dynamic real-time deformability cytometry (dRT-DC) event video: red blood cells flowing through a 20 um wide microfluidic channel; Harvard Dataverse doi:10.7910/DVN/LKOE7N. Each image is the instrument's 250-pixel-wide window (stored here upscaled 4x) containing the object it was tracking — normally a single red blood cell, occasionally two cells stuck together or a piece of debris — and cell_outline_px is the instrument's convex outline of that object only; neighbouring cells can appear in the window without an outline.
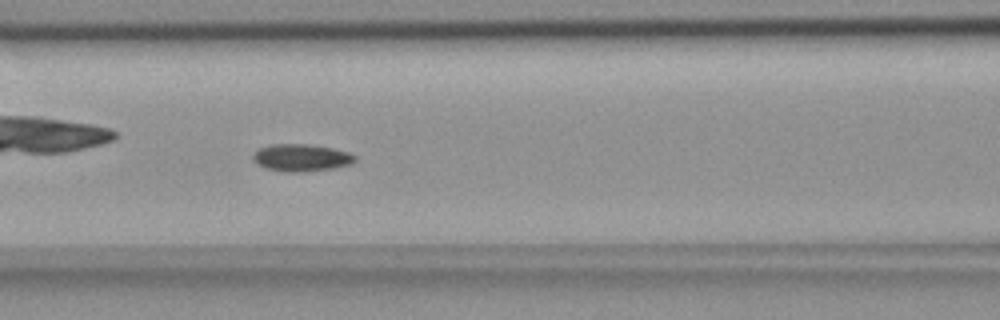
{"species": "common noctule bat (a hibernating species)", "species_latin": "Nyctalus noctula", "temperature_condition": "room temperature", "stored_images_in_passage": 55, "camera_frame_rate_fps": 3000, "um_per_image_px": 0.085, "animal": {"sex": "female", "body_mass_g": 18.4}, "frame": {"image": 1, "passage_image": 23, "time_ms": 7.333, "image_size_px": [1000, 320], "cell_outline_px": [[356, 160], [352, 164], [332, 168], [304, 172], [284, 172], [264, 168], [256, 164], [252, 160], [252, 156], [260, 148], [272, 144], [308, 144], [332, 148], [348, 152], [356, 156]], "centroid_in_image_um": [25.59, 13.41], "position_along_channel_um": 141.0, "area_um2": 16.3}}
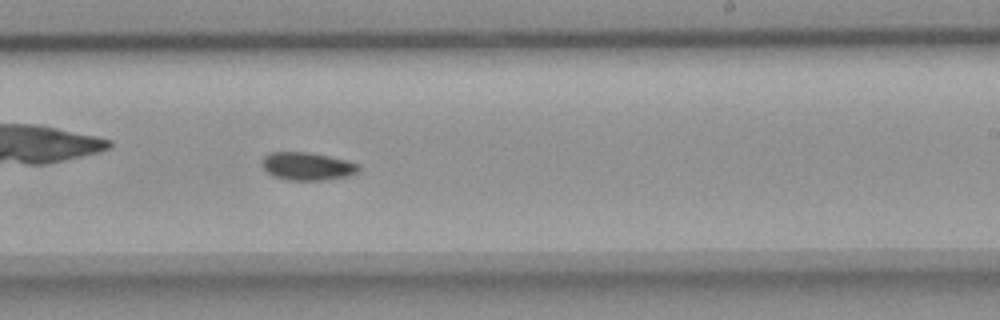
{"frame": {"image": 2, "passage_image": 33, "time_ms": 10.667, "image_size_px": [1000, 320], "cell_outline_px": [[360, 168], [356, 172], [348, 176], [324, 180], [284, 180], [272, 176], [260, 164], [260, 160], [264, 156], [272, 152], [308, 152], [348, 160], [360, 164]], "centroid_in_image_um": [26.1, 14.13], "position_along_channel_um": 262.9, "area_um2": 15.9}}
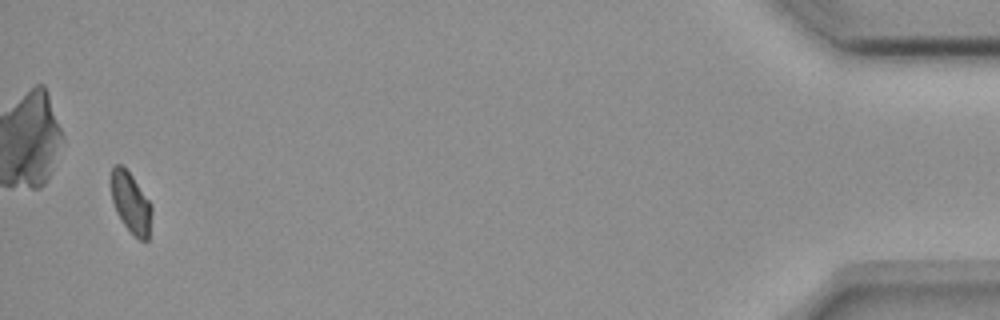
{"frame": {"image": 3, "passage_image": 53, "time_ms": 17.333, "image_size_px": [1000, 320], "cell_outline_px": [[152, 212], [148, 240], [140, 240], [124, 224], [116, 212], [112, 200], [108, 180], [112, 168], [116, 164], [120, 164], [132, 176], [152, 204]], "centroid_in_image_um": [11.09, 17.19], "position_along_channel_um": 424.1, "area_um2": 14.51}}